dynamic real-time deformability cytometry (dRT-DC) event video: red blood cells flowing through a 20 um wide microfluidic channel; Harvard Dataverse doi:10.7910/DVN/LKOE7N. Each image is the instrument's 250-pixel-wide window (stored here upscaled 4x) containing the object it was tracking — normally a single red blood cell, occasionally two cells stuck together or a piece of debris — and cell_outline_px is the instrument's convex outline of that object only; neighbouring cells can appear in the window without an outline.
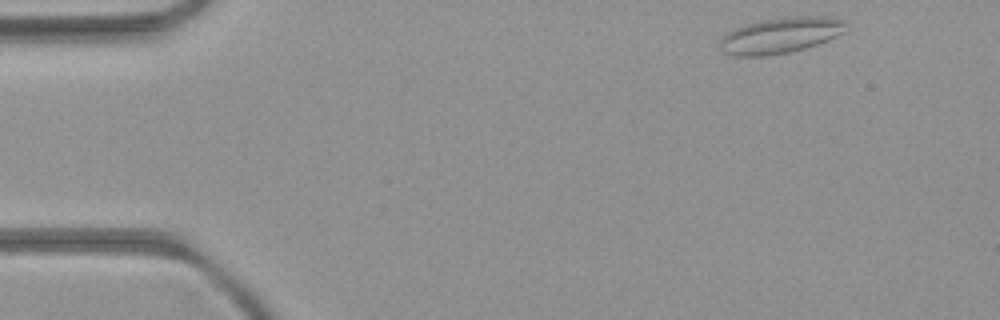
{"species": "common noctule bat (a hibernating species)", "species_latin": "Nyctalus noctula", "temperature_condition": "room temperature", "stored_images_in_passage": 4, "camera_frame_rate_fps": 3000, "um_per_image_px": 0.085, "animal": {"sex": "female", "body_mass_g": 21.9}, "frame": {"image": 1, "passage_image": 1, "time_ms": 0.0, "image_size_px": [1000, 320], "cell_outline_px": [[844, 32], [828, 40], [804, 48], [788, 52], [764, 56], [732, 56], [720, 52], [720, 40], [724, 32], [732, 28], [744, 24], [764, 20], [792, 16], [832, 16], [844, 20]], "centroid_in_image_um": [66.27, 3.0], "position_along_channel_um": 18.7, "area_um2": 26.53}}